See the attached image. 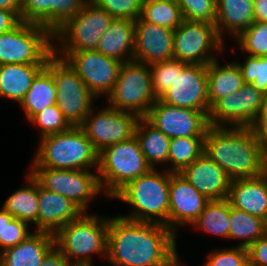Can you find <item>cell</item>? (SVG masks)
Listing matches in <instances>:
<instances>
[{
    "instance_id": "cell-1",
    "label": "cell",
    "mask_w": 267,
    "mask_h": 266,
    "mask_svg": "<svg viewBox=\"0 0 267 266\" xmlns=\"http://www.w3.org/2000/svg\"><path fill=\"white\" fill-rule=\"evenodd\" d=\"M176 237L166 225L108 217L107 259L119 266H176Z\"/></svg>"
},
{
    "instance_id": "cell-2",
    "label": "cell",
    "mask_w": 267,
    "mask_h": 266,
    "mask_svg": "<svg viewBox=\"0 0 267 266\" xmlns=\"http://www.w3.org/2000/svg\"><path fill=\"white\" fill-rule=\"evenodd\" d=\"M204 153L232 180L266 172L267 142L251 127H212L205 134Z\"/></svg>"
},
{
    "instance_id": "cell-3",
    "label": "cell",
    "mask_w": 267,
    "mask_h": 266,
    "mask_svg": "<svg viewBox=\"0 0 267 266\" xmlns=\"http://www.w3.org/2000/svg\"><path fill=\"white\" fill-rule=\"evenodd\" d=\"M37 147L29 168L98 169L99 153L80 126L71 127L62 133L43 136Z\"/></svg>"
},
{
    "instance_id": "cell-4",
    "label": "cell",
    "mask_w": 267,
    "mask_h": 266,
    "mask_svg": "<svg viewBox=\"0 0 267 266\" xmlns=\"http://www.w3.org/2000/svg\"><path fill=\"white\" fill-rule=\"evenodd\" d=\"M151 169L129 182L112 199L131 205L130 214L120 216L137 222L157 223L169 228L170 172Z\"/></svg>"
},
{
    "instance_id": "cell-5",
    "label": "cell",
    "mask_w": 267,
    "mask_h": 266,
    "mask_svg": "<svg viewBox=\"0 0 267 266\" xmlns=\"http://www.w3.org/2000/svg\"><path fill=\"white\" fill-rule=\"evenodd\" d=\"M108 217L83 213L61 227L55 234V245L71 265L87 266L93 255L107 258Z\"/></svg>"
},
{
    "instance_id": "cell-6",
    "label": "cell",
    "mask_w": 267,
    "mask_h": 266,
    "mask_svg": "<svg viewBox=\"0 0 267 266\" xmlns=\"http://www.w3.org/2000/svg\"><path fill=\"white\" fill-rule=\"evenodd\" d=\"M151 169L135 135L106 147L98 155V179L103 195L108 199Z\"/></svg>"
},
{
    "instance_id": "cell-7",
    "label": "cell",
    "mask_w": 267,
    "mask_h": 266,
    "mask_svg": "<svg viewBox=\"0 0 267 266\" xmlns=\"http://www.w3.org/2000/svg\"><path fill=\"white\" fill-rule=\"evenodd\" d=\"M113 19L106 10L88 0L74 17L53 33L54 52L95 50Z\"/></svg>"
},
{
    "instance_id": "cell-8",
    "label": "cell",
    "mask_w": 267,
    "mask_h": 266,
    "mask_svg": "<svg viewBox=\"0 0 267 266\" xmlns=\"http://www.w3.org/2000/svg\"><path fill=\"white\" fill-rule=\"evenodd\" d=\"M53 53V33L42 25L21 21L0 34V65L46 64Z\"/></svg>"
},
{
    "instance_id": "cell-9",
    "label": "cell",
    "mask_w": 267,
    "mask_h": 266,
    "mask_svg": "<svg viewBox=\"0 0 267 266\" xmlns=\"http://www.w3.org/2000/svg\"><path fill=\"white\" fill-rule=\"evenodd\" d=\"M53 75L56 85V105L72 127L81 126L96 97L69 63L53 53L45 66Z\"/></svg>"
},
{
    "instance_id": "cell-10",
    "label": "cell",
    "mask_w": 267,
    "mask_h": 266,
    "mask_svg": "<svg viewBox=\"0 0 267 266\" xmlns=\"http://www.w3.org/2000/svg\"><path fill=\"white\" fill-rule=\"evenodd\" d=\"M106 99L109 106L144 118L157 100L150 66L134 59L122 63L116 84Z\"/></svg>"
},
{
    "instance_id": "cell-11",
    "label": "cell",
    "mask_w": 267,
    "mask_h": 266,
    "mask_svg": "<svg viewBox=\"0 0 267 266\" xmlns=\"http://www.w3.org/2000/svg\"><path fill=\"white\" fill-rule=\"evenodd\" d=\"M29 169L42 188L70 199L84 213L95 197L102 195L97 170Z\"/></svg>"
},
{
    "instance_id": "cell-12",
    "label": "cell",
    "mask_w": 267,
    "mask_h": 266,
    "mask_svg": "<svg viewBox=\"0 0 267 266\" xmlns=\"http://www.w3.org/2000/svg\"><path fill=\"white\" fill-rule=\"evenodd\" d=\"M215 24L183 20L174 30L173 59L186 64L208 65L225 50ZM216 54H214V53Z\"/></svg>"
},
{
    "instance_id": "cell-13",
    "label": "cell",
    "mask_w": 267,
    "mask_h": 266,
    "mask_svg": "<svg viewBox=\"0 0 267 266\" xmlns=\"http://www.w3.org/2000/svg\"><path fill=\"white\" fill-rule=\"evenodd\" d=\"M54 53L69 63L96 99L107 97L112 92L123 62L97 50Z\"/></svg>"
},
{
    "instance_id": "cell-14",
    "label": "cell",
    "mask_w": 267,
    "mask_h": 266,
    "mask_svg": "<svg viewBox=\"0 0 267 266\" xmlns=\"http://www.w3.org/2000/svg\"><path fill=\"white\" fill-rule=\"evenodd\" d=\"M159 100L177 107L210 112L207 65L186 64L175 59L173 85Z\"/></svg>"
},
{
    "instance_id": "cell-15",
    "label": "cell",
    "mask_w": 267,
    "mask_h": 266,
    "mask_svg": "<svg viewBox=\"0 0 267 266\" xmlns=\"http://www.w3.org/2000/svg\"><path fill=\"white\" fill-rule=\"evenodd\" d=\"M266 94L252 84L243 86L234 94L222 97L208 115L212 127H252L257 120Z\"/></svg>"
},
{
    "instance_id": "cell-16",
    "label": "cell",
    "mask_w": 267,
    "mask_h": 266,
    "mask_svg": "<svg viewBox=\"0 0 267 266\" xmlns=\"http://www.w3.org/2000/svg\"><path fill=\"white\" fill-rule=\"evenodd\" d=\"M94 112L92 108L80 127L98 153L134 136L139 119L136 114L115 109L108 104L97 113Z\"/></svg>"
},
{
    "instance_id": "cell-17",
    "label": "cell",
    "mask_w": 267,
    "mask_h": 266,
    "mask_svg": "<svg viewBox=\"0 0 267 266\" xmlns=\"http://www.w3.org/2000/svg\"><path fill=\"white\" fill-rule=\"evenodd\" d=\"M209 112L173 106L157 99L144 117L167 137H205Z\"/></svg>"
},
{
    "instance_id": "cell-18",
    "label": "cell",
    "mask_w": 267,
    "mask_h": 266,
    "mask_svg": "<svg viewBox=\"0 0 267 266\" xmlns=\"http://www.w3.org/2000/svg\"><path fill=\"white\" fill-rule=\"evenodd\" d=\"M209 200L180 173L170 172L169 229L178 237V227L192 226Z\"/></svg>"
},
{
    "instance_id": "cell-19",
    "label": "cell",
    "mask_w": 267,
    "mask_h": 266,
    "mask_svg": "<svg viewBox=\"0 0 267 266\" xmlns=\"http://www.w3.org/2000/svg\"><path fill=\"white\" fill-rule=\"evenodd\" d=\"M133 59L151 65L173 59L174 30L144 21H134Z\"/></svg>"
},
{
    "instance_id": "cell-20",
    "label": "cell",
    "mask_w": 267,
    "mask_h": 266,
    "mask_svg": "<svg viewBox=\"0 0 267 266\" xmlns=\"http://www.w3.org/2000/svg\"><path fill=\"white\" fill-rule=\"evenodd\" d=\"M179 173L209 201L228 198L231 180L205 153Z\"/></svg>"
},
{
    "instance_id": "cell-21",
    "label": "cell",
    "mask_w": 267,
    "mask_h": 266,
    "mask_svg": "<svg viewBox=\"0 0 267 266\" xmlns=\"http://www.w3.org/2000/svg\"><path fill=\"white\" fill-rule=\"evenodd\" d=\"M88 0H23L20 21L39 24L52 33L74 17Z\"/></svg>"
},
{
    "instance_id": "cell-22",
    "label": "cell",
    "mask_w": 267,
    "mask_h": 266,
    "mask_svg": "<svg viewBox=\"0 0 267 266\" xmlns=\"http://www.w3.org/2000/svg\"><path fill=\"white\" fill-rule=\"evenodd\" d=\"M37 231L55 234L67 223L79 218L84 212L70 199L42 188L38 183Z\"/></svg>"
},
{
    "instance_id": "cell-23",
    "label": "cell",
    "mask_w": 267,
    "mask_h": 266,
    "mask_svg": "<svg viewBox=\"0 0 267 266\" xmlns=\"http://www.w3.org/2000/svg\"><path fill=\"white\" fill-rule=\"evenodd\" d=\"M227 199L232 207L267 222V171L255 178L232 180Z\"/></svg>"
},
{
    "instance_id": "cell-24",
    "label": "cell",
    "mask_w": 267,
    "mask_h": 266,
    "mask_svg": "<svg viewBox=\"0 0 267 266\" xmlns=\"http://www.w3.org/2000/svg\"><path fill=\"white\" fill-rule=\"evenodd\" d=\"M54 246V234L33 231L25 240L0 253V266H40Z\"/></svg>"
},
{
    "instance_id": "cell-25",
    "label": "cell",
    "mask_w": 267,
    "mask_h": 266,
    "mask_svg": "<svg viewBox=\"0 0 267 266\" xmlns=\"http://www.w3.org/2000/svg\"><path fill=\"white\" fill-rule=\"evenodd\" d=\"M253 22V0H216L215 26L218 36L224 43V33L236 39Z\"/></svg>"
},
{
    "instance_id": "cell-26",
    "label": "cell",
    "mask_w": 267,
    "mask_h": 266,
    "mask_svg": "<svg viewBox=\"0 0 267 266\" xmlns=\"http://www.w3.org/2000/svg\"><path fill=\"white\" fill-rule=\"evenodd\" d=\"M134 41V21L126 18H114L101 36L95 50L104 56L124 63L133 59Z\"/></svg>"
},
{
    "instance_id": "cell-27",
    "label": "cell",
    "mask_w": 267,
    "mask_h": 266,
    "mask_svg": "<svg viewBox=\"0 0 267 266\" xmlns=\"http://www.w3.org/2000/svg\"><path fill=\"white\" fill-rule=\"evenodd\" d=\"M46 64H2L0 65V98L20 104L33 79Z\"/></svg>"
},
{
    "instance_id": "cell-28",
    "label": "cell",
    "mask_w": 267,
    "mask_h": 266,
    "mask_svg": "<svg viewBox=\"0 0 267 266\" xmlns=\"http://www.w3.org/2000/svg\"><path fill=\"white\" fill-rule=\"evenodd\" d=\"M208 101L211 108L219 99L234 94L244 84L241 70L235 61L219 64L218 59L207 65Z\"/></svg>"
},
{
    "instance_id": "cell-29",
    "label": "cell",
    "mask_w": 267,
    "mask_h": 266,
    "mask_svg": "<svg viewBox=\"0 0 267 266\" xmlns=\"http://www.w3.org/2000/svg\"><path fill=\"white\" fill-rule=\"evenodd\" d=\"M26 186L19 187L8 196L2 207L14 218L34 224L37 231V219L39 209L38 181L28 171Z\"/></svg>"
},
{
    "instance_id": "cell-30",
    "label": "cell",
    "mask_w": 267,
    "mask_h": 266,
    "mask_svg": "<svg viewBox=\"0 0 267 266\" xmlns=\"http://www.w3.org/2000/svg\"><path fill=\"white\" fill-rule=\"evenodd\" d=\"M134 135L148 165L157 169L159 164H167L170 138L151 125L145 118H139ZM158 164V165H157Z\"/></svg>"
},
{
    "instance_id": "cell-31",
    "label": "cell",
    "mask_w": 267,
    "mask_h": 266,
    "mask_svg": "<svg viewBox=\"0 0 267 266\" xmlns=\"http://www.w3.org/2000/svg\"><path fill=\"white\" fill-rule=\"evenodd\" d=\"M56 97L57 91L53 75L44 67L33 79L30 89L19 106L29 121L44 108L56 104Z\"/></svg>"
},
{
    "instance_id": "cell-32",
    "label": "cell",
    "mask_w": 267,
    "mask_h": 266,
    "mask_svg": "<svg viewBox=\"0 0 267 266\" xmlns=\"http://www.w3.org/2000/svg\"><path fill=\"white\" fill-rule=\"evenodd\" d=\"M228 240H240L237 246L248 248L267 233V222L231 205Z\"/></svg>"
},
{
    "instance_id": "cell-33",
    "label": "cell",
    "mask_w": 267,
    "mask_h": 266,
    "mask_svg": "<svg viewBox=\"0 0 267 266\" xmlns=\"http://www.w3.org/2000/svg\"><path fill=\"white\" fill-rule=\"evenodd\" d=\"M231 203L228 199L209 201L192 224L196 230L228 239Z\"/></svg>"
},
{
    "instance_id": "cell-34",
    "label": "cell",
    "mask_w": 267,
    "mask_h": 266,
    "mask_svg": "<svg viewBox=\"0 0 267 266\" xmlns=\"http://www.w3.org/2000/svg\"><path fill=\"white\" fill-rule=\"evenodd\" d=\"M205 151V137H174L169 142L167 171L179 173Z\"/></svg>"
},
{
    "instance_id": "cell-35",
    "label": "cell",
    "mask_w": 267,
    "mask_h": 266,
    "mask_svg": "<svg viewBox=\"0 0 267 266\" xmlns=\"http://www.w3.org/2000/svg\"><path fill=\"white\" fill-rule=\"evenodd\" d=\"M144 21L175 30L184 20L175 0H144L141 16Z\"/></svg>"
},
{
    "instance_id": "cell-36",
    "label": "cell",
    "mask_w": 267,
    "mask_h": 266,
    "mask_svg": "<svg viewBox=\"0 0 267 266\" xmlns=\"http://www.w3.org/2000/svg\"><path fill=\"white\" fill-rule=\"evenodd\" d=\"M234 41L242 54L267 56V22H253Z\"/></svg>"
},
{
    "instance_id": "cell-37",
    "label": "cell",
    "mask_w": 267,
    "mask_h": 266,
    "mask_svg": "<svg viewBox=\"0 0 267 266\" xmlns=\"http://www.w3.org/2000/svg\"><path fill=\"white\" fill-rule=\"evenodd\" d=\"M29 123L33 126L36 125L39 129L40 138L50 134L65 132L72 127L56 104L44 108L35 114L29 120Z\"/></svg>"
},
{
    "instance_id": "cell-38",
    "label": "cell",
    "mask_w": 267,
    "mask_h": 266,
    "mask_svg": "<svg viewBox=\"0 0 267 266\" xmlns=\"http://www.w3.org/2000/svg\"><path fill=\"white\" fill-rule=\"evenodd\" d=\"M239 66L243 82L252 84L257 90L267 95V56L246 55L244 62L236 61Z\"/></svg>"
},
{
    "instance_id": "cell-39",
    "label": "cell",
    "mask_w": 267,
    "mask_h": 266,
    "mask_svg": "<svg viewBox=\"0 0 267 266\" xmlns=\"http://www.w3.org/2000/svg\"><path fill=\"white\" fill-rule=\"evenodd\" d=\"M188 21L215 24L216 0H175Z\"/></svg>"
},
{
    "instance_id": "cell-40",
    "label": "cell",
    "mask_w": 267,
    "mask_h": 266,
    "mask_svg": "<svg viewBox=\"0 0 267 266\" xmlns=\"http://www.w3.org/2000/svg\"><path fill=\"white\" fill-rule=\"evenodd\" d=\"M248 263L247 248L236 245L209 252L203 266H246Z\"/></svg>"
},
{
    "instance_id": "cell-41",
    "label": "cell",
    "mask_w": 267,
    "mask_h": 266,
    "mask_svg": "<svg viewBox=\"0 0 267 266\" xmlns=\"http://www.w3.org/2000/svg\"><path fill=\"white\" fill-rule=\"evenodd\" d=\"M149 66L153 93L159 99L173 85L175 79V59L156 62Z\"/></svg>"
},
{
    "instance_id": "cell-42",
    "label": "cell",
    "mask_w": 267,
    "mask_h": 266,
    "mask_svg": "<svg viewBox=\"0 0 267 266\" xmlns=\"http://www.w3.org/2000/svg\"><path fill=\"white\" fill-rule=\"evenodd\" d=\"M114 18H126L135 21L141 16L144 0H92Z\"/></svg>"
},
{
    "instance_id": "cell-43",
    "label": "cell",
    "mask_w": 267,
    "mask_h": 266,
    "mask_svg": "<svg viewBox=\"0 0 267 266\" xmlns=\"http://www.w3.org/2000/svg\"><path fill=\"white\" fill-rule=\"evenodd\" d=\"M31 225L17 218L4 219L3 239H0V253L16 246L33 233ZM32 231V232H31Z\"/></svg>"
},
{
    "instance_id": "cell-44",
    "label": "cell",
    "mask_w": 267,
    "mask_h": 266,
    "mask_svg": "<svg viewBox=\"0 0 267 266\" xmlns=\"http://www.w3.org/2000/svg\"><path fill=\"white\" fill-rule=\"evenodd\" d=\"M247 250L252 266H267V233L253 242Z\"/></svg>"
},
{
    "instance_id": "cell-45",
    "label": "cell",
    "mask_w": 267,
    "mask_h": 266,
    "mask_svg": "<svg viewBox=\"0 0 267 266\" xmlns=\"http://www.w3.org/2000/svg\"><path fill=\"white\" fill-rule=\"evenodd\" d=\"M40 266H72L62 251L55 245L45 256Z\"/></svg>"
},
{
    "instance_id": "cell-46",
    "label": "cell",
    "mask_w": 267,
    "mask_h": 266,
    "mask_svg": "<svg viewBox=\"0 0 267 266\" xmlns=\"http://www.w3.org/2000/svg\"><path fill=\"white\" fill-rule=\"evenodd\" d=\"M20 22V17L15 12L0 8V34L10 31Z\"/></svg>"
},
{
    "instance_id": "cell-47",
    "label": "cell",
    "mask_w": 267,
    "mask_h": 266,
    "mask_svg": "<svg viewBox=\"0 0 267 266\" xmlns=\"http://www.w3.org/2000/svg\"><path fill=\"white\" fill-rule=\"evenodd\" d=\"M251 128L267 142V95L262 104L261 112Z\"/></svg>"
},
{
    "instance_id": "cell-48",
    "label": "cell",
    "mask_w": 267,
    "mask_h": 266,
    "mask_svg": "<svg viewBox=\"0 0 267 266\" xmlns=\"http://www.w3.org/2000/svg\"><path fill=\"white\" fill-rule=\"evenodd\" d=\"M254 22H267V0H253Z\"/></svg>"
},
{
    "instance_id": "cell-49",
    "label": "cell",
    "mask_w": 267,
    "mask_h": 266,
    "mask_svg": "<svg viewBox=\"0 0 267 266\" xmlns=\"http://www.w3.org/2000/svg\"><path fill=\"white\" fill-rule=\"evenodd\" d=\"M23 0H0V8L15 12L19 17L22 10Z\"/></svg>"
},
{
    "instance_id": "cell-50",
    "label": "cell",
    "mask_w": 267,
    "mask_h": 266,
    "mask_svg": "<svg viewBox=\"0 0 267 266\" xmlns=\"http://www.w3.org/2000/svg\"><path fill=\"white\" fill-rule=\"evenodd\" d=\"M10 215L3 207L0 208V239H3L4 219H12Z\"/></svg>"
},
{
    "instance_id": "cell-51",
    "label": "cell",
    "mask_w": 267,
    "mask_h": 266,
    "mask_svg": "<svg viewBox=\"0 0 267 266\" xmlns=\"http://www.w3.org/2000/svg\"><path fill=\"white\" fill-rule=\"evenodd\" d=\"M104 260H105V261H107V262H109V264H111L112 266H119L118 264H116V263H114V262H111V261H109L107 258H105ZM87 266H94V265H93V262H92V263H90V264H88Z\"/></svg>"
},
{
    "instance_id": "cell-52",
    "label": "cell",
    "mask_w": 267,
    "mask_h": 266,
    "mask_svg": "<svg viewBox=\"0 0 267 266\" xmlns=\"http://www.w3.org/2000/svg\"><path fill=\"white\" fill-rule=\"evenodd\" d=\"M181 264H183V263L179 262L176 266H184V265H181Z\"/></svg>"
}]
</instances>
